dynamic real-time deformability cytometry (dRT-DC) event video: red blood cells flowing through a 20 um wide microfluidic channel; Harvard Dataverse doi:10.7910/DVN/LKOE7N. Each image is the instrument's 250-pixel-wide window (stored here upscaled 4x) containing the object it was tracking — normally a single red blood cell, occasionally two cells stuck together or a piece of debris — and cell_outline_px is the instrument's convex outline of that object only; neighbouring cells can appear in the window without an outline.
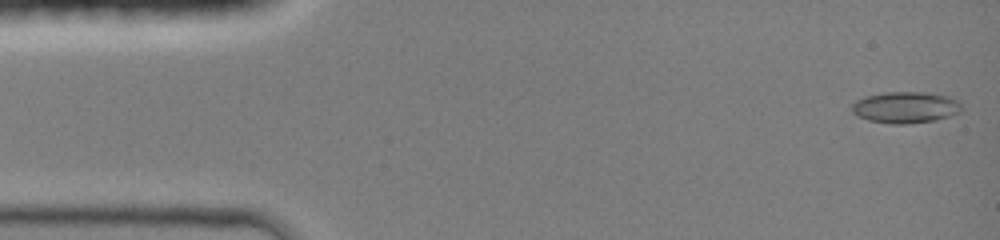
{"species": "common noctule bat (a hibernating species)", "species_latin": "Nyctalus noctula", "temperature_condition": "room temperature", "stored_images_in_passage": 18, "camera_frame_rate_fps": 3000, "um_per_image_px": 0.085, "animal": {"sex": "female", "body_mass_g": 19.0, "forearm_length_mm": 51.5}, "frame": {"image": 1, "passage_image": 1, "time_ms": 0.0, "image_size_px": [1000, 240], "cell_outline_px": [[964, 108], [960, 112], [936, 120], [908, 124], [892, 124], [868, 120], [852, 112], [852, 104], [856, 100], [864, 96], [884, 92], [928, 92], [948, 96], [956, 100]], "centroid_in_image_um": [76.97, 9.12], "position_along_channel_um": 8.0, "area_um2": 20.17}}
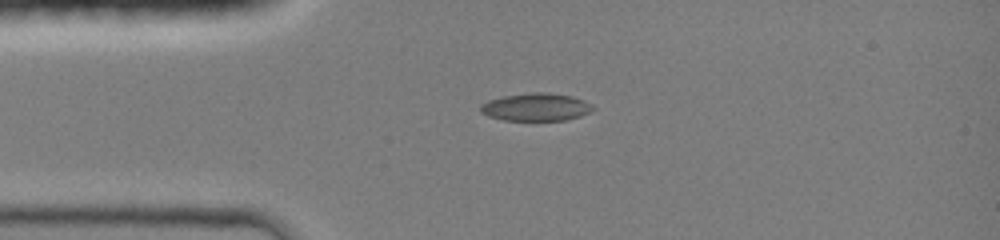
{"frame": {"image": 2, "passage_image": 12, "time_ms": 3.0, "image_size_px": [1000, 240], "cell_outline_px": [[596, 108], [580, 116], [564, 120], [504, 120], [488, 116], [480, 112], [480, 104], [488, 100], [504, 96], [532, 92], [548, 92], [572, 96], [584, 100]], "centroid_in_image_um": [45.54, 9.09], "position_along_channel_um": 39.5, "area_um2": 18.15}}